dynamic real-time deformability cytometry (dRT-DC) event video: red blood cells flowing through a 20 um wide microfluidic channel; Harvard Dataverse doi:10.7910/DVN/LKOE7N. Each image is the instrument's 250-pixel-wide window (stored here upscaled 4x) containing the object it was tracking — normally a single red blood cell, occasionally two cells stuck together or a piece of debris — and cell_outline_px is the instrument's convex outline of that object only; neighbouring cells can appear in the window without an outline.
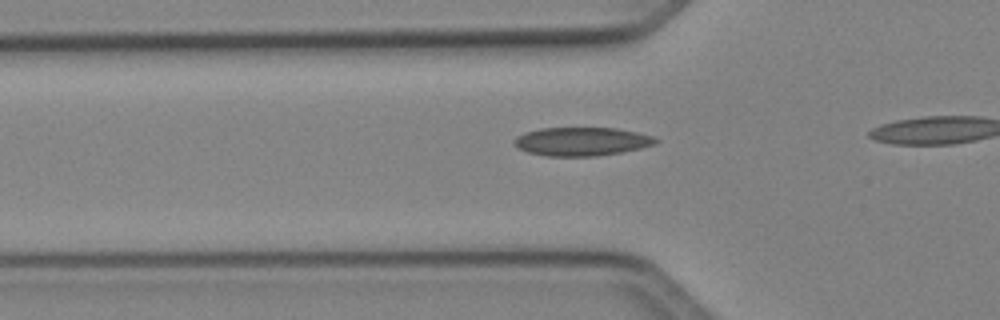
{"species": "Egyptian fruit bat (a non-hibernating species)", "species_latin": "Rousettus aegyptiacus", "temperature_condition": "cold", "stored_images_in_passage": 10, "camera_frame_rate_fps": 3000, "um_per_image_px": 0.085, "animal": {"sex": "female"}, "frame": {"image": 1, "passage_image": 5, "time_ms": 1.333, "image_size_px": [1000, 320], "cell_outline_px": [[660, 140], [656, 144], [640, 148], [620, 152], [596, 156], [548, 156], [528, 152], [516, 148], [512, 144], [512, 140], [516, 136], [524, 132], [540, 128], [616, 128], [636, 132], [652, 136]], "centroid_in_image_um": [49.39, 12.02], "position_along_channel_um": 76.4, "area_um2": 23.64}}
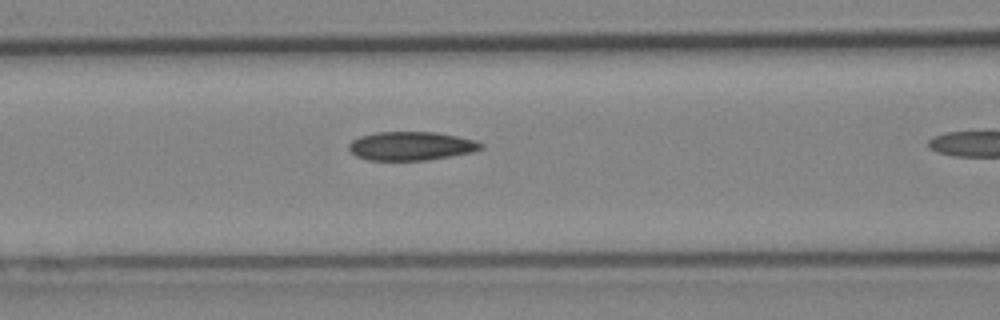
{"frame": {"image": 2, "passage_image": 9, "time_ms": 2.667, "image_size_px": [1000, 320], "cell_outline_px": [[484, 148], [472, 152], [428, 160], [368, 160], [356, 156], [348, 148], [348, 144], [352, 140], [360, 136], [376, 132], [436, 132], [476, 140], [484, 144]], "centroid_in_image_um": [34.95, 12.41], "position_along_channel_um": 131.6, "area_um2": 22.14}}